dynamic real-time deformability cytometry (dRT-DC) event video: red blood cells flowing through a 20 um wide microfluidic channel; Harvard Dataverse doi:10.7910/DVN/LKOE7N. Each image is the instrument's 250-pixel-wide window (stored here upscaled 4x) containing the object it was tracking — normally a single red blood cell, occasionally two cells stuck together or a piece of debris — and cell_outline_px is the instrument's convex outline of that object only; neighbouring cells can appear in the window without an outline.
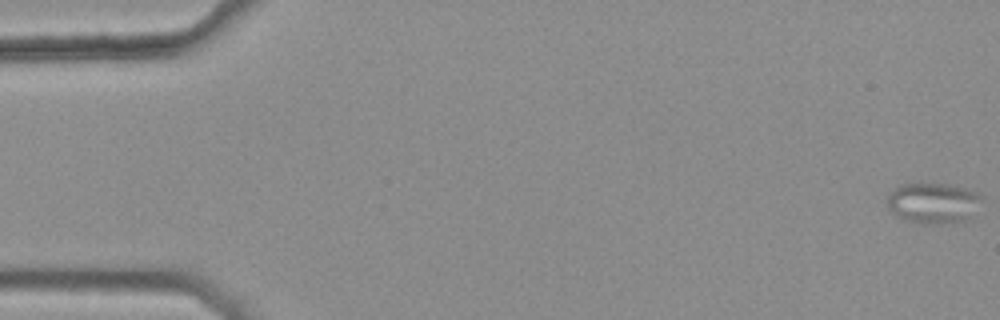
{"species": "common noctule bat (a hibernating species)", "species_latin": "Nyctalus noctula", "temperature_condition": "warm", "stored_images_in_passage": 47, "camera_frame_rate_fps": 3000, "um_per_image_px": 0.085, "animal": {"sex": "female", "body_mass_g": 25.1}, "frame": {"image": 1, "passage_image": 1, "time_ms": 0.0, "image_size_px": [1000, 320], "cell_outline_px": [[984, 200], [964, 220], [940, 224], [920, 224], [904, 220], [896, 216], [888, 208], [888, 196], [900, 184], [948, 184], [964, 188], [976, 192], [984, 196]], "centroid_in_image_um": [79.31, 17.26], "position_along_channel_um": 5.7, "area_um2": 22.25}}
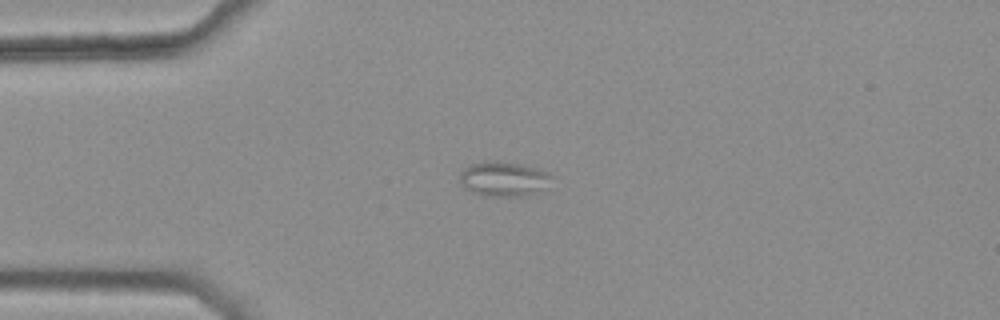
{"frame": {"image": 2, "passage_image": 14, "time_ms": 4.333, "image_size_px": [1000, 320], "cell_outline_px": [[552, 176], [548, 188], [528, 196], [484, 196], [464, 188], [460, 184], [460, 172], [464, 168], [472, 164], [488, 160], [492, 160], [516, 164], [536, 168], [548, 172]], "centroid_in_image_um": [42.82, 15.23], "position_along_channel_um": 42.2, "area_um2": 18.73}, "authors_computed_cell_mechanics": {"area_um2": 10.693, "velocity_mm_per_s": 3.7781, "shape_relaxation_time_tau1_ms": null, "shape_relaxation_time_tau2_ms": 1.0455, "deformation_change_tau1": null, "deformation_change_tau2": 0.0939}}